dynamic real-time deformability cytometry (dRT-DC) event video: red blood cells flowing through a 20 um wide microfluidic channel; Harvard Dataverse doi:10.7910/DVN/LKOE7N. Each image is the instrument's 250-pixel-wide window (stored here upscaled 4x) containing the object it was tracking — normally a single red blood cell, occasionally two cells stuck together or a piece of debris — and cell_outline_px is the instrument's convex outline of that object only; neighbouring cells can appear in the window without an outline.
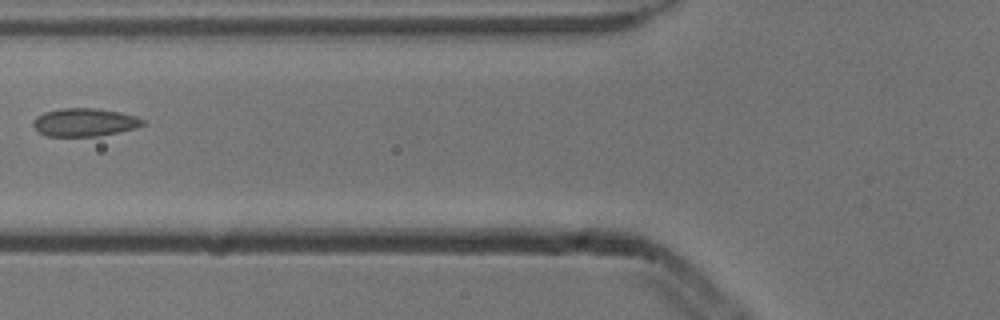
{"species": "common noctule bat (a hibernating species)", "species_latin": "Nyctalus noctula", "temperature_condition": "cold", "stored_images_in_passage": 2, "camera_frame_rate_fps": 3000, "um_per_image_px": 0.085, "animal": {"sex": "male", "body_mass_g": 13.3}, "frame": {"image": 1, "passage_image": 2, "time_ms": 0.333, "image_size_px": [1000, 320], "cell_outline_px": [[144, 124], [136, 128], [96, 136], [48, 136], [40, 132], [32, 124], [32, 120], [36, 116], [44, 112], [60, 108], [96, 108], [120, 112], [136, 116], [144, 120]], "centroid_in_image_um": [7.16, 10.38], "position_along_channel_um": 118.6, "area_um2": 17.86}}